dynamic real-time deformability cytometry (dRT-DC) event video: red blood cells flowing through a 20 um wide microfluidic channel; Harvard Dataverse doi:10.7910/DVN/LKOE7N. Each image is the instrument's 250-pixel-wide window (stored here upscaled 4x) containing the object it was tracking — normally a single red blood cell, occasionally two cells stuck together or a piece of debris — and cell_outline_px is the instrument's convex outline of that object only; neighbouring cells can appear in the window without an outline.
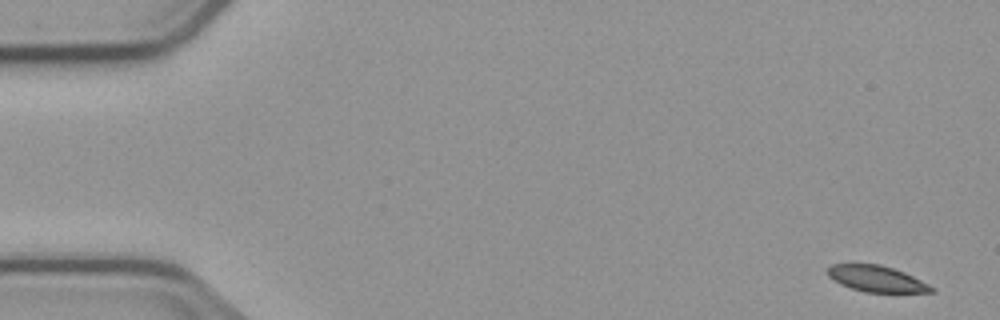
{"species": "common noctule bat (a hibernating species)", "species_latin": "Nyctalus noctula", "temperature_condition": "cold", "stored_images_in_passage": 5, "camera_frame_rate_fps": 3000, "um_per_image_px": 0.085, "animal": {"sex": "male", "body_mass_g": 23.1, "forearm_length_mm": 52.7}, "frame": {"image": 1, "passage_image": 1, "time_ms": 0.0, "image_size_px": [1000, 320], "cell_outline_px": [[936, 292], [864, 292], [840, 284], [828, 276], [828, 268], [832, 264], [880, 264], [904, 272], [936, 288]], "centroid_in_image_um": [74.52, 23.7], "position_along_channel_um": 10.5, "area_um2": 15.66}}
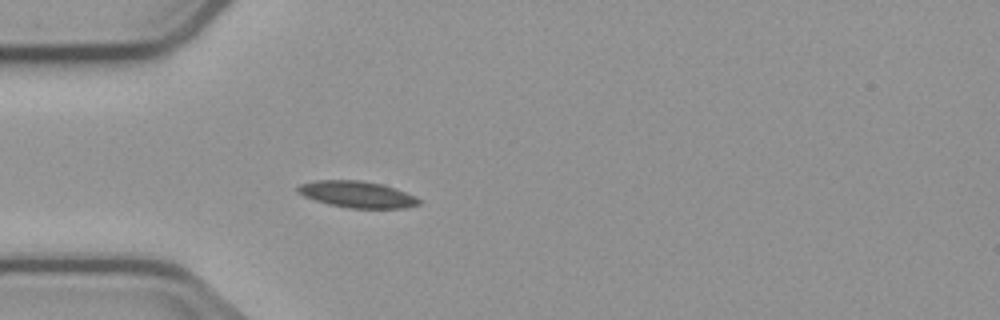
{"frame": {"image": 2, "passage_image": 5, "time_ms": 4.667, "image_size_px": [1000, 320], "cell_outline_px": [[420, 204], [404, 208], [348, 208], [328, 204], [304, 196], [296, 192], [296, 188], [300, 184], [316, 180], [360, 180], [380, 184], [416, 196], [420, 200]], "centroid_in_image_um": [30.32, 16.52], "position_along_channel_um": 54.7, "area_um2": 18.55}}